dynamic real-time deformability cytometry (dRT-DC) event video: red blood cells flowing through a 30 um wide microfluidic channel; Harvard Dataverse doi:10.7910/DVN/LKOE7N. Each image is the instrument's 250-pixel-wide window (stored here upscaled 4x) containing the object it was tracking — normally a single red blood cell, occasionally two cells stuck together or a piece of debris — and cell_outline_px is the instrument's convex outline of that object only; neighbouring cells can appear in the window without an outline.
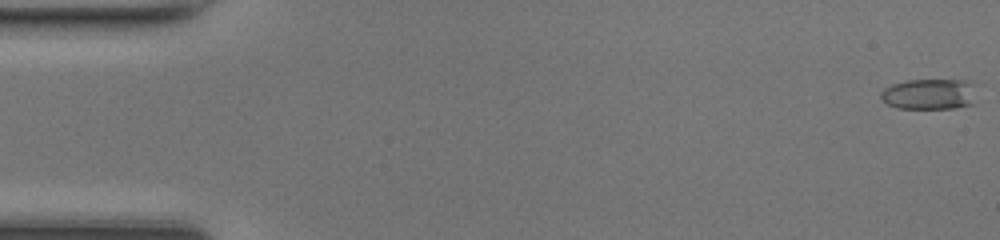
{"species": "common noctule bat (a hibernating species)", "species_latin": "Nyctalus noctula", "temperature_condition": "room temperature", "stored_images_in_passage": 48, "camera_frame_rate_fps": 3000, "um_per_image_px": 0.085, "animal": {"sex": "female", "body_mass_g": 17.0, "forearm_length_mm": 48.0}, "frame": {"image": 1, "passage_image": 1, "time_ms": 0.0, "image_size_px": [1000, 240], "cell_outline_px": [[972, 104], [956, 108], [896, 108], [880, 100], [880, 92], [884, 88], [892, 84], [908, 80], [972, 80]], "centroid_in_image_um": [78.92, 8.0], "position_along_channel_um": 6.1, "area_um2": 17.05}}
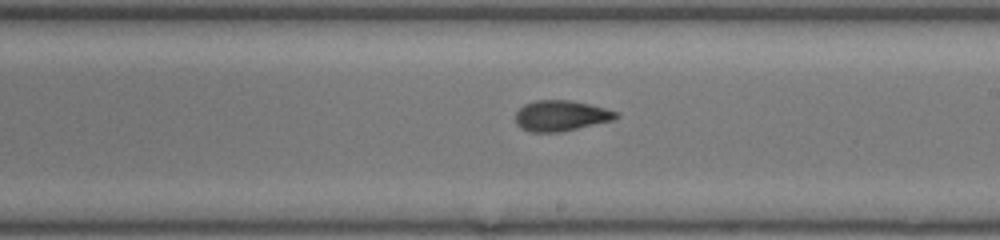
{"frame": {"image": 2, "passage_image": 28, "time_ms": 9.0, "image_size_px": [1000, 240], "cell_outline_px": [[620, 116], [612, 120], [560, 132], [532, 132], [520, 128], [516, 124], [516, 112], [524, 104], [536, 100], [568, 100], [588, 104], [620, 112]], "centroid_in_image_um": [47.67, 9.83], "position_along_channel_um": 241.3, "area_um2": 17.86}}
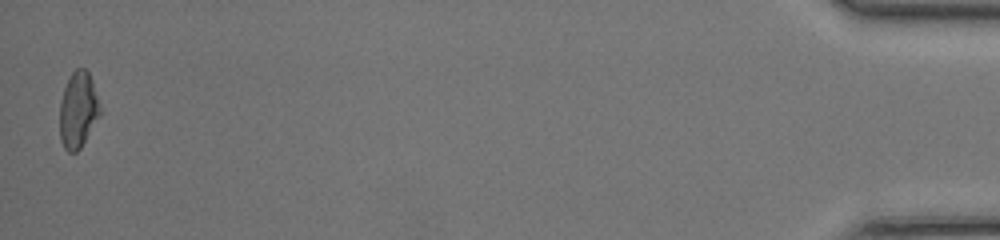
{"frame": {"image": 3, "passage_image": 48, "time_ms": 15.667, "image_size_px": [1000, 240], "cell_outline_px": [[100, 116], [80, 148], [76, 152], [68, 152], [64, 148], [60, 140], [60, 100], [64, 88], [72, 72], [76, 68], [84, 68], [88, 72], [92, 80], [100, 108]], "centroid_in_image_um": [6.63, 9.36], "position_along_channel_um": 428.6, "area_um2": 17.74}, "authors_computed_cell_mechanics": {"area_um2": 17.7735, "velocity_mm_per_s": 4.348, "shape_relaxation_time_tau1_ms": 4.6746, "shape_relaxation_time_tau2_ms": 2.412, "deformation_change_tau1": 0.1367, "deformation_change_tau2": 0.0832}}